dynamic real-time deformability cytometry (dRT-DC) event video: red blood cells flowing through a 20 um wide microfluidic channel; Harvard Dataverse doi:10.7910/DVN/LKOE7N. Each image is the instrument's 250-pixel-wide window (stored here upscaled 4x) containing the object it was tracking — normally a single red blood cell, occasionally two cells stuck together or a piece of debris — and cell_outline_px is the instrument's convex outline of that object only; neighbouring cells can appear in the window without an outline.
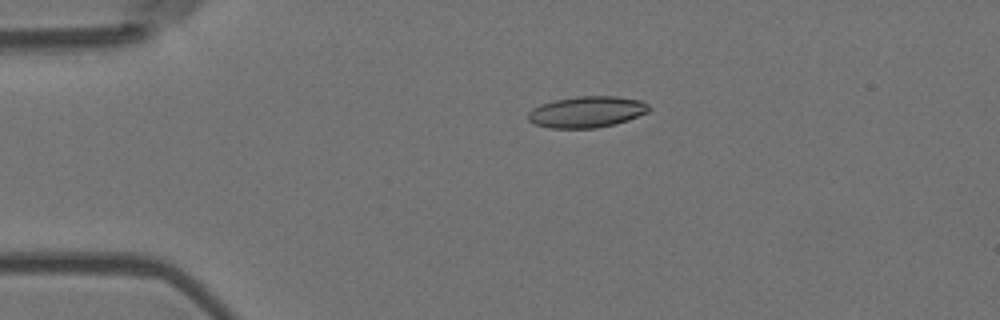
{"species": "Egyptian fruit bat (a non-hibernating species)", "species_latin": "Rousettus aegyptiacus", "temperature_condition": "room temperature", "stored_images_in_passage": 4, "camera_frame_rate_fps": 3000, "um_per_image_px": 0.085, "animal": {"sex": "female"}, "frame": {"image": 1, "passage_image": 3, "time_ms": 0.667, "image_size_px": [1000, 320], "cell_outline_px": [[652, 108], [648, 112], [628, 120], [616, 124], [596, 128], [548, 128], [536, 124], [528, 120], [528, 112], [532, 108], [540, 104], [552, 100], [576, 96], [616, 96], [640, 100], [648, 104]], "centroid_in_image_um": [49.88, 9.5], "position_along_channel_um": 35.1, "area_um2": 22.25}}